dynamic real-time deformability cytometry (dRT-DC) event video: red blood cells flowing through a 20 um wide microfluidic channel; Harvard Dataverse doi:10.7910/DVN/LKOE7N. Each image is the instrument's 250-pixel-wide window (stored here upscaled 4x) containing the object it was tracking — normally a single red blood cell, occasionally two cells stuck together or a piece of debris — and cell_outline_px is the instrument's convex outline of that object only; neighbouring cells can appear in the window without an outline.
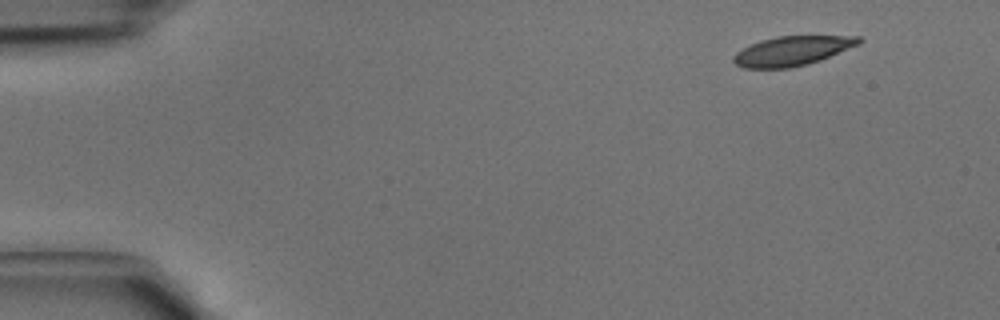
{"species": "common noctule bat (a hibernating species)", "species_latin": "Nyctalus noctula", "temperature_condition": "cold", "stored_images_in_passage": 40, "camera_frame_rate_fps": 3000, "um_per_image_px": 0.085, "animal": {"sex": "male", "body_mass_g": 15.6}, "frame": {"image": 1, "passage_image": 1, "time_ms": 0.0, "image_size_px": [1000, 320], "cell_outline_px": [[864, 40], [860, 44], [820, 60], [808, 64], [788, 68], [744, 68], [736, 64], [732, 60], [732, 56], [736, 52], [760, 40], [776, 36], [860, 36]], "centroid_in_image_um": [67.35, 4.32], "position_along_channel_um": 17.6, "area_um2": 21.5}}
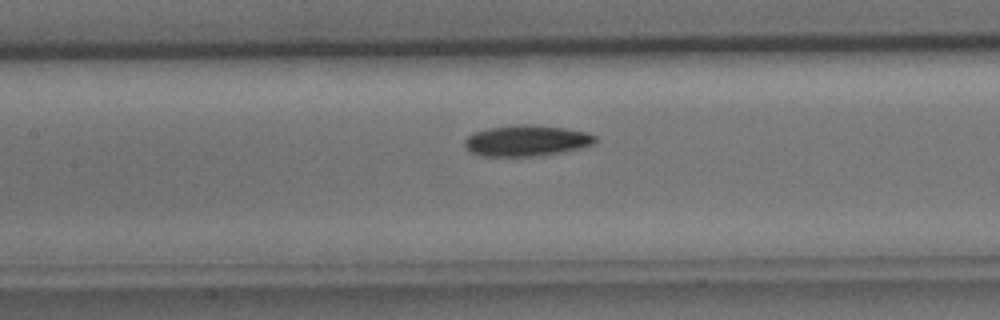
{"frame": {"image": 2, "passage_image": 17, "time_ms": 5.333, "image_size_px": [1000, 320], "cell_outline_px": [[596, 140], [592, 144], [580, 148], [560, 152], [532, 156], [480, 156], [468, 152], [464, 144], [464, 140], [468, 136], [476, 132], [488, 128], [516, 124], [528, 124], [564, 128], [584, 132], [596, 136]], "centroid_in_image_um": [44.69, 11.96], "position_along_channel_um": 162.7, "area_um2": 23.41}}
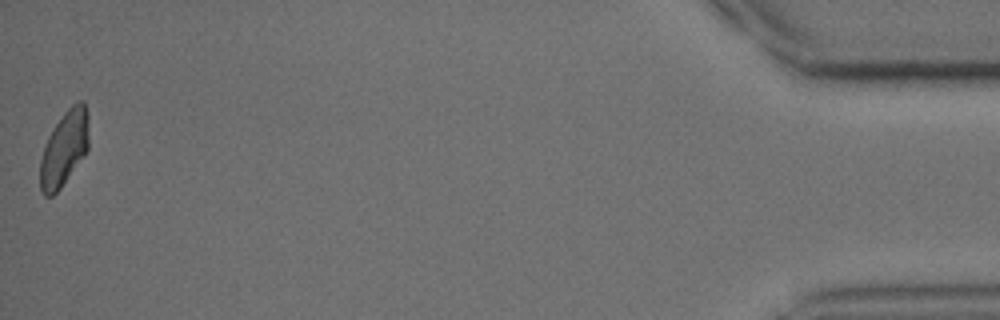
{"frame": {"image": 3, "passage_image": 40, "time_ms": 13.0, "image_size_px": [1000, 320], "cell_outline_px": [[88, 148], [84, 156], [60, 188], [52, 196], [44, 196], [40, 188], [40, 160], [48, 136], [64, 112], [76, 100], [84, 100], [88, 116]], "centroid_in_image_um": [5.47, 12.6], "position_along_channel_um": 429.7, "area_um2": 21.21}}